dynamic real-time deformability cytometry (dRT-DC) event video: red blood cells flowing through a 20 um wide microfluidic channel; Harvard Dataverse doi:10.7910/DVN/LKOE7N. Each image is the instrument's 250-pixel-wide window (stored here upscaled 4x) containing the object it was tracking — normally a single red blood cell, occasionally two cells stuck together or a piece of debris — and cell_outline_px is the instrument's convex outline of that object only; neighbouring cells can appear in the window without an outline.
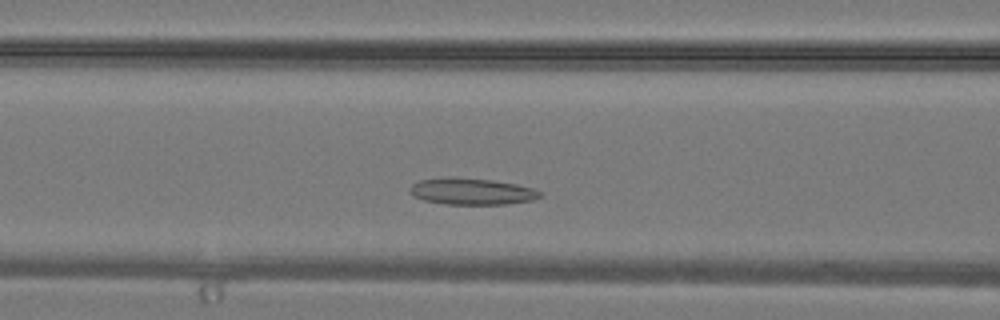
{"species": "common noctule bat (a hibernating species)", "species_latin": "Nyctalus noctula", "temperature_condition": "warm", "stored_images_in_passage": 27, "camera_frame_rate_fps": 3000, "um_per_image_px": 0.085, "animal": {"sex": "male", "body_mass_g": 19.2, "forearm_length_mm": 51.8}, "frame": {"image": 1, "passage_image": 5, "time_ms": 1.333, "image_size_px": [1000, 320], "cell_outline_px": [[544, 192], [540, 196], [532, 200], [508, 204], [444, 204], [424, 200], [412, 196], [408, 188], [412, 184], [420, 180], [452, 176], [456, 176], [492, 180], [516, 184], [536, 188]], "centroid_in_image_um": [40.1, 16.26], "position_along_channel_um": 126.5, "area_um2": 20.46}}
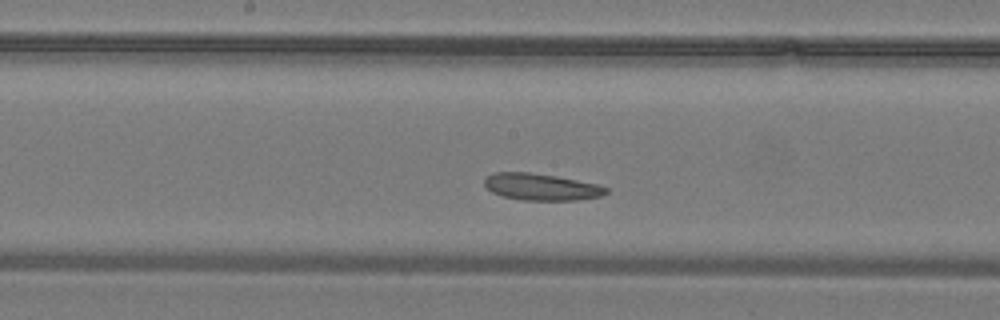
{"frame": {"image": 2, "passage_image": 9, "time_ms": 2.667, "image_size_px": [1000, 320], "cell_outline_px": [[608, 192], [600, 196], [576, 200], [520, 200], [504, 196], [492, 192], [484, 184], [484, 180], [488, 176], [496, 172], [528, 172], [556, 176], [596, 184], [608, 188]], "centroid_in_image_um": [46.0, 15.89], "position_along_channel_um": 202.2, "area_um2": 18.73}}
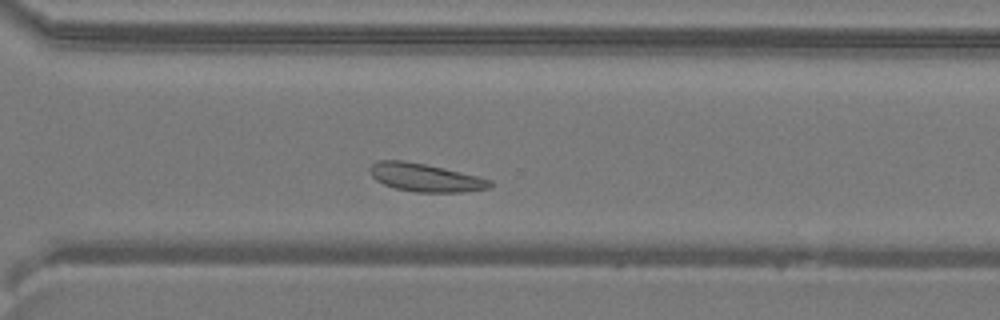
{"frame": {"image": 3, "passage_image": 16, "time_ms": 5.0, "image_size_px": [1000, 320], "cell_outline_px": [[492, 188], [464, 192], [416, 192], [396, 188], [384, 184], [376, 180], [372, 176], [368, 168], [372, 164], [380, 160], [404, 160], [424, 164], [460, 172], [492, 180]], "centroid_in_image_um": [36.15, 15.1], "position_along_channel_um": 334.4, "area_um2": 19.54}}